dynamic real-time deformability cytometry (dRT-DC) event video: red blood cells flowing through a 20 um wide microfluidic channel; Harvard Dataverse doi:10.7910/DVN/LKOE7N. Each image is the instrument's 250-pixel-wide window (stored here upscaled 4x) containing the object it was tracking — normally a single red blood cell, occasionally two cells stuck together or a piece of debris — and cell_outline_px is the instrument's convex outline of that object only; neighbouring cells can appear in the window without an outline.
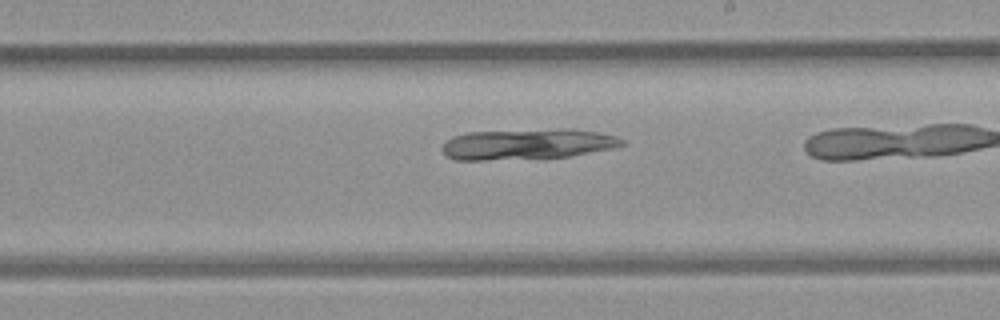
{"species": "common noctule bat (a hibernating species)", "species_latin": "Nyctalus noctula", "temperature_condition": "room temperature", "stored_images_in_passage": 36, "camera_frame_rate_fps": 3000, "um_per_image_px": 0.085, "animal": {"sex": "female", "body_mass_g": 21.9}, "frame": {"image": 1, "passage_image": 26, "time_ms": 8.333, "image_size_px": [1000, 320], "cell_outline_px": [[624, 144], [612, 148], [572, 156], [544, 160], [456, 160], [444, 156], [440, 148], [452, 136], [468, 132], [564, 128], [572, 128], [596, 132], [616, 136], [624, 140]], "centroid_in_image_um": [44.8, 12.27], "position_along_channel_um": 244.2, "area_um2": 33.12}}